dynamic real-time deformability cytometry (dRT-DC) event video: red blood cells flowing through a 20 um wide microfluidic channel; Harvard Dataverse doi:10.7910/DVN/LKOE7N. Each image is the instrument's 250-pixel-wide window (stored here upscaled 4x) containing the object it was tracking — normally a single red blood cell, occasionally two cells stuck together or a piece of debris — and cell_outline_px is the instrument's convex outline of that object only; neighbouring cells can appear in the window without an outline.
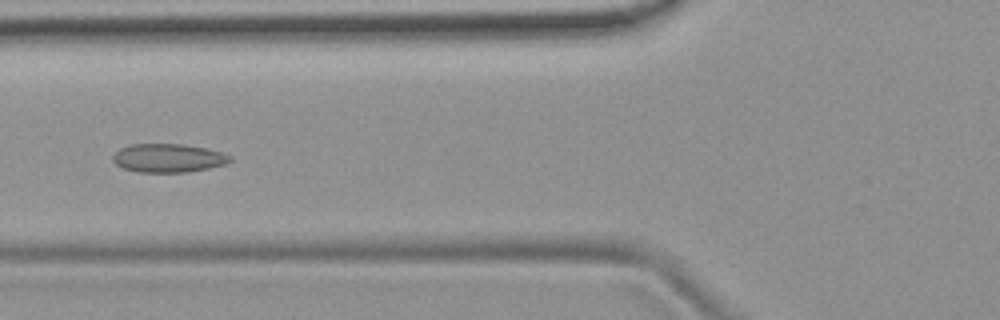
{"species": "common noctule bat (a hibernating species)", "species_latin": "Nyctalus noctula", "temperature_condition": "room temperature", "stored_images_in_passage": 51, "camera_frame_rate_fps": 3000, "um_per_image_px": 0.085, "animal": {"sex": "female", "body_mass_g": 19.9}, "frame": {"image": 1, "passage_image": 19, "time_ms": 6.0, "image_size_px": [1000, 320], "cell_outline_px": [[232, 160], [224, 164], [208, 168], [188, 172], [136, 172], [124, 168], [116, 164], [112, 160], [112, 156], [120, 148], [132, 144], [184, 144], [208, 148], [232, 156]], "centroid_in_image_um": [14.3, 13.43], "position_along_channel_um": 111.5, "area_um2": 19.54}}
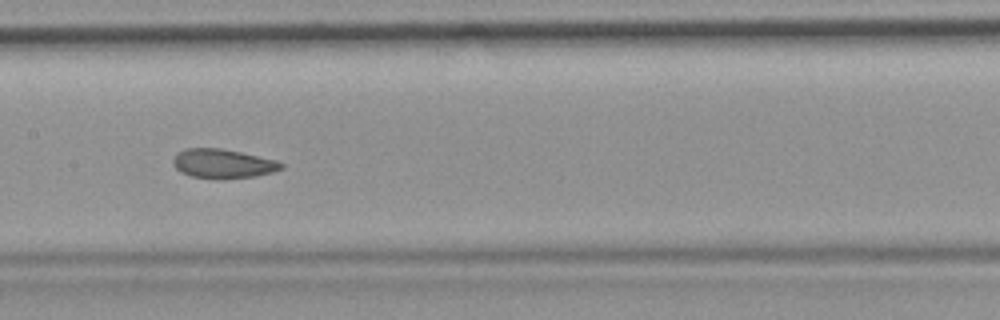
{"frame": {"image": 2, "passage_image": 25, "time_ms": 8.0, "image_size_px": [1000, 320], "cell_outline_px": [[284, 168], [272, 172], [256, 176], [220, 180], [192, 176], [180, 172], [172, 164], [172, 160], [176, 152], [188, 148], [220, 148], [240, 152], [276, 160], [284, 164]], "centroid_in_image_um": [18.92, 13.92], "position_along_channel_um": 188.5, "area_um2": 18.61}}
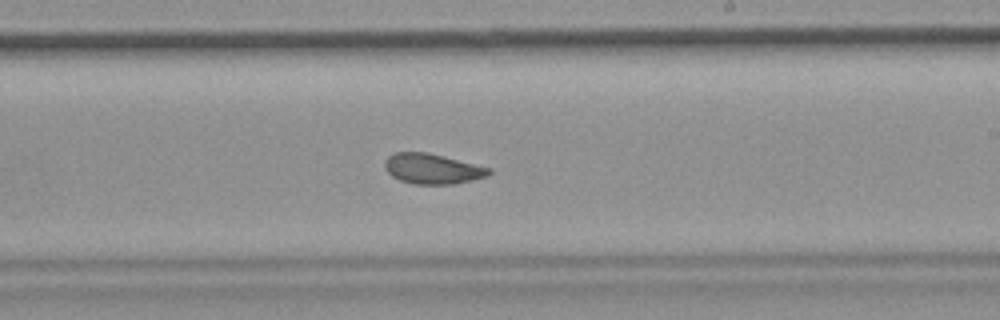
{"frame": {"image": 3, "passage_image": 30, "time_ms": 9.667, "image_size_px": [1000, 320], "cell_outline_px": [[492, 172], [488, 176], [472, 180], [452, 184], [412, 184], [400, 180], [392, 176], [384, 168], [384, 160], [388, 156], [396, 152], [428, 152], [492, 168]], "centroid_in_image_um": [36.75, 14.34], "position_along_channel_um": 252.2, "area_um2": 18.5}, "authors_computed_cell_mechanics": {"area_um2": 19.7098, "velocity_mm_per_s": 3.8494, "shape_relaxation_time_tau1_ms": null, "shape_relaxation_time_tau2_ms": 1.9055, "deformation_change_tau1": null, "deformation_change_tau2": 0.0772}}